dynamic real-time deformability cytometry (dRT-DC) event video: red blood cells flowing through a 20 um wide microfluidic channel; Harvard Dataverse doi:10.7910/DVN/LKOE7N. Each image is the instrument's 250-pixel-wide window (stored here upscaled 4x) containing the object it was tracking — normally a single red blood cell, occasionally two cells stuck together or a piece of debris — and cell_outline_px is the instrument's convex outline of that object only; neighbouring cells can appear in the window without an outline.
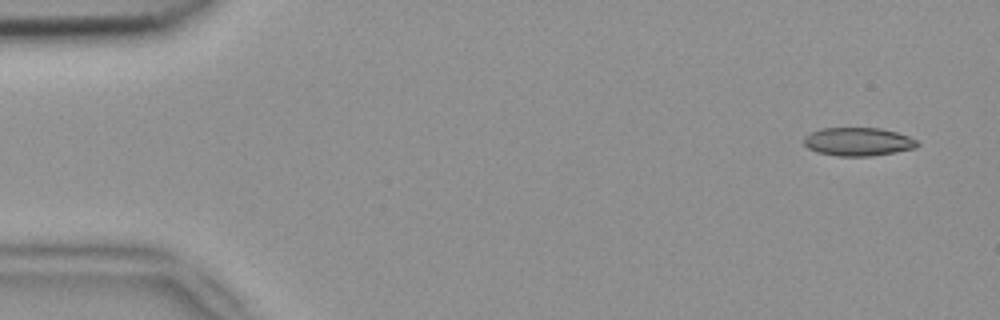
{"species": "common noctule bat (a hibernating species)", "species_latin": "Nyctalus noctula", "temperature_condition": "room temperature", "stored_images_in_passage": 3, "camera_frame_rate_fps": 3000, "um_per_image_px": 0.085, "animal": {"sex": "female", "body_mass_g": 18.4}, "frame": {"image": 1, "passage_image": 1, "time_ms": 0.0, "image_size_px": [1000, 320], "cell_outline_px": [[920, 144], [916, 148], [896, 152], [872, 156], [836, 156], [816, 152], [808, 148], [804, 144], [804, 136], [820, 128], [880, 128], [896, 132], [908, 136], [916, 140]], "centroid_in_image_um": [72.93, 12.05], "position_along_channel_um": 12.1, "area_um2": 18.84}}